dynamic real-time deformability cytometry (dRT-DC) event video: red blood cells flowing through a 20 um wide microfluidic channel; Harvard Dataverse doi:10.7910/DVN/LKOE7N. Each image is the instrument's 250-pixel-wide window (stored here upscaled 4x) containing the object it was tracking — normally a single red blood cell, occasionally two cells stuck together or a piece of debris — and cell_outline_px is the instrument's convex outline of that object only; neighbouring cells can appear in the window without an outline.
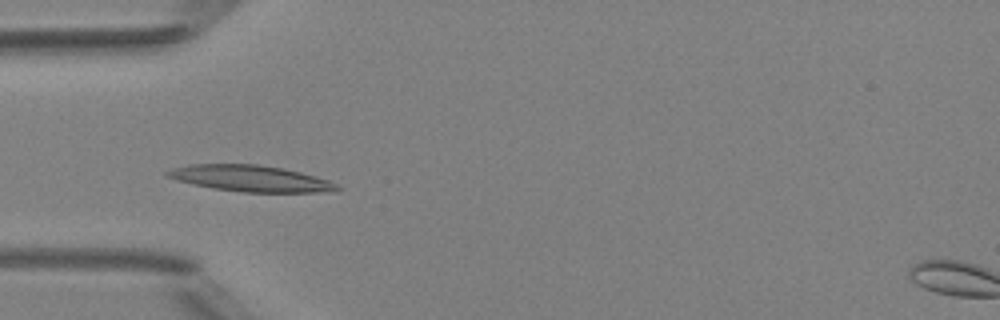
{"species": "Egyptian fruit bat (a non-hibernating species)", "species_latin": "Rousettus aegyptiacus", "temperature_condition": "room temperature", "stored_images_in_passage": 6, "camera_frame_rate_fps": 3000, "um_per_image_px": 0.085, "animal": {"sex": "female"}, "frame": {"image": 1, "passage_image": 4, "time_ms": 3.667, "image_size_px": [1000, 320], "cell_outline_px": [[340, 188], [336, 192], [244, 192], [212, 188], [164, 176], [164, 172], [172, 168], [188, 164], [256, 164], [284, 168], [300, 172], [328, 180], [336, 184]], "centroid_in_image_um": [21.3, 15.16], "position_along_channel_um": 63.7, "area_um2": 25.84}}
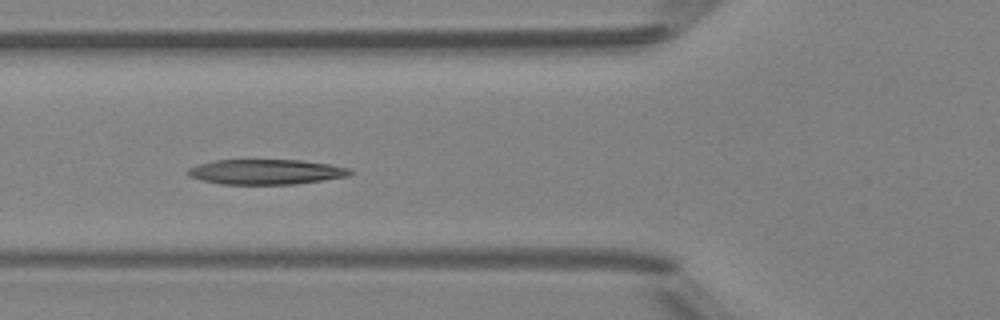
{"frame": {"image": 2, "passage_image": 5, "time_ms": 4.667, "image_size_px": [1000, 320], "cell_outline_px": [[352, 172], [348, 176], [324, 180], [296, 184], [220, 184], [200, 180], [188, 176], [184, 172], [188, 168], [196, 164], [216, 160], [300, 160], [328, 164], [348, 168]], "centroid_in_image_um": [22.53, 14.61], "position_along_channel_um": 103.3, "area_um2": 23.81}}
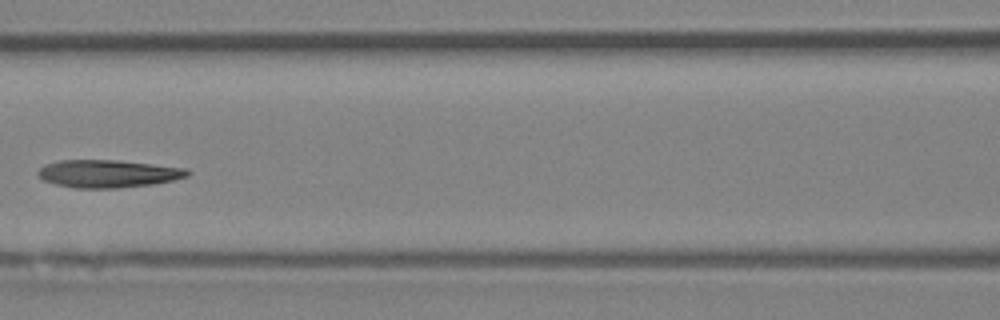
{"frame": {"image": 3, "passage_image": 6, "time_ms": 6.0, "image_size_px": [1000, 320], "cell_outline_px": [[192, 172], [188, 176], [172, 180], [152, 184], [120, 188], [76, 188], [56, 184], [44, 180], [36, 172], [44, 164], [60, 160], [120, 160], [188, 168]], "centroid_in_image_um": [9.21, 14.75], "position_along_channel_um": 157.4, "area_um2": 24.22}}